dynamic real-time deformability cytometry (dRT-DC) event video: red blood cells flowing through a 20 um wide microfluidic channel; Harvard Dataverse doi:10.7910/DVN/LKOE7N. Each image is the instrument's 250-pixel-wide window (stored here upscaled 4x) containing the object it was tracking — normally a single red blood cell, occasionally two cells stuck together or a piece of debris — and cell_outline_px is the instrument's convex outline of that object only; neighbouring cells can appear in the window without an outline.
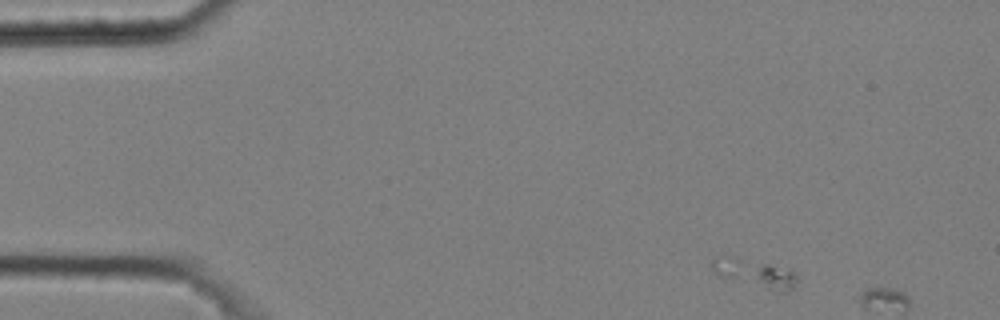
{"species": "common noctule bat (a hibernating species)", "species_latin": "Nyctalus noctula", "temperature_condition": "cold", "stored_images_in_passage": 3, "camera_frame_rate_fps": 3000, "um_per_image_px": 0.085, "animal": {"sex": "male", "body_mass_g": 20.4}, "frame": {"image": 1, "passage_image": 1, "time_ms": 0.0, "image_size_px": [1000, 320], "cell_outline_px": [[796, 284], [792, 288], [784, 292], [780, 292], [720, 276], [712, 272], [708, 264], [712, 256], [736, 256], [792, 268], [796, 272]], "centroid_in_image_um": [64.11, 23.16], "position_along_channel_um": 20.9, "area_um2": 14.45}}